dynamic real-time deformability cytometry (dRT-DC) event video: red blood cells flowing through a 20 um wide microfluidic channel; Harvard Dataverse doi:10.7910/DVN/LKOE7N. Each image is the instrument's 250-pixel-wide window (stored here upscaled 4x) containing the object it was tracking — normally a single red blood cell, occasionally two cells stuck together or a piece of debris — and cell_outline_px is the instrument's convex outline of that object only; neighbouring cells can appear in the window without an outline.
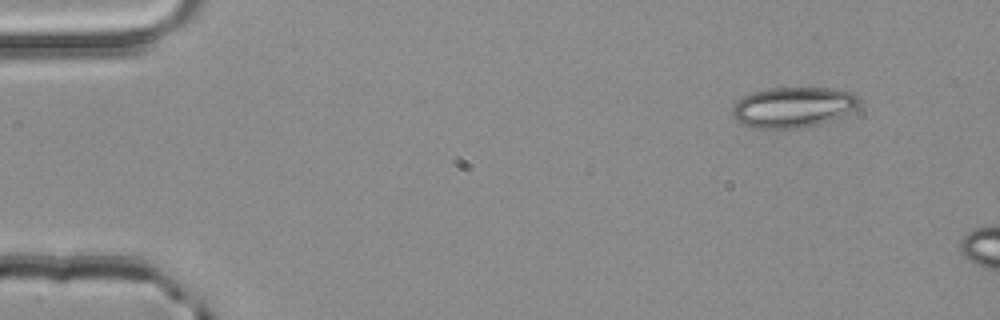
{"species": "common noctule bat (a hibernating species)", "species_latin": "Nyctalus noctula", "temperature_condition": "room temperature", "stored_images_in_passage": 3, "camera_frame_rate_fps": 3000, "um_per_image_px": 0.085, "animal": {"sex": "male", "body_mass_g": 20.4}, "frame": {"image": 1, "passage_image": 1, "time_ms": 0.0, "image_size_px": [1000, 320], "cell_outline_px": [[860, 104], [856, 108], [840, 116], [816, 124], [800, 128], [752, 128], [736, 120], [732, 116], [732, 108], [744, 96], [752, 92], [768, 88], [828, 88], [856, 92], [860, 96]], "centroid_in_image_um": [67.44, 9.09], "position_along_channel_um": 17.6, "area_um2": 29.77}}